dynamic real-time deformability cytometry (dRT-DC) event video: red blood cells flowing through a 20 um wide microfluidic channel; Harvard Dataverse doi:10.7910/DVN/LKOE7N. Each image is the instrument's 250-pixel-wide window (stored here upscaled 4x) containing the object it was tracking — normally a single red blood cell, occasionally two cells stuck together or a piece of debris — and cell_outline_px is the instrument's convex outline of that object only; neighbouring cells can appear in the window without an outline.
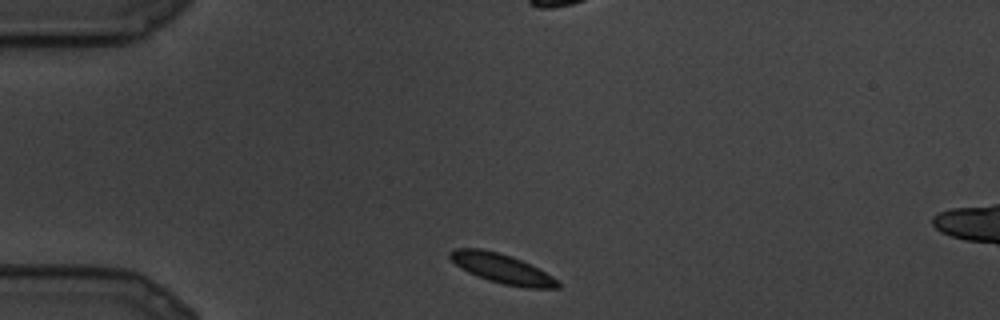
{"species": "common noctule bat (a hibernating species)", "species_latin": "Nyctalus noctula", "temperature_condition": "cold", "stored_images_in_passage": 5, "camera_frame_rate_fps": 3000, "um_per_image_px": 0.085, "animal": {"sex": "male", "body_mass_g": 19.5, "forearm_length_mm": 54.6}, "frame": {"image": 1, "passage_image": 1, "time_ms": 0.0, "image_size_px": [1000, 320], "cell_outline_px": [[560, 288], [524, 288], [504, 284], [488, 280], [476, 276], [460, 268], [448, 256], [448, 252], [452, 248], [480, 248], [500, 252], [520, 260], [560, 280]], "centroid_in_image_um": [42.63, 22.82], "position_along_channel_um": 42.4, "area_um2": 18.55}}